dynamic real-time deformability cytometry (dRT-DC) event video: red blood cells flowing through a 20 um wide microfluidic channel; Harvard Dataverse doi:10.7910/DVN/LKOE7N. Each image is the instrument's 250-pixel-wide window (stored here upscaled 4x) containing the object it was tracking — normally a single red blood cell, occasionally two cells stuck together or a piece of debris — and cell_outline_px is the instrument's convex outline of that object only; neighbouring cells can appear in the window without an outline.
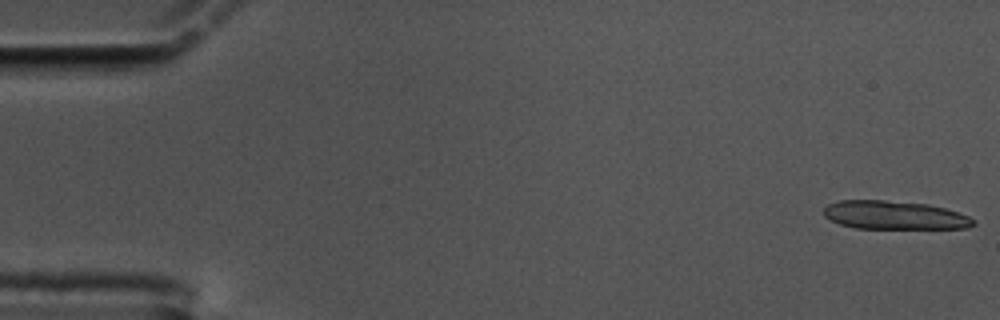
{"species": "common noctule bat (a hibernating species)", "species_latin": "Nyctalus noctula", "temperature_condition": "cold", "stored_images_in_passage": 15, "camera_frame_rate_fps": 3000, "um_per_image_px": 0.085, "animal": {"sex": "male", "body_mass_g": 17.5, "forearm_length_mm": 52.3}, "frame": {"image": 1, "passage_image": 1, "time_ms": 0.0, "image_size_px": [1000, 320], "cell_outline_px": [[976, 224], [968, 228], [856, 228], [840, 224], [824, 216], [824, 208], [828, 204], [840, 200], [884, 200], [928, 204], [944, 208], [968, 216], [976, 220]], "centroid_in_image_um": [76.03, 18.29], "position_along_channel_um": 9.0, "area_um2": 24.68}}
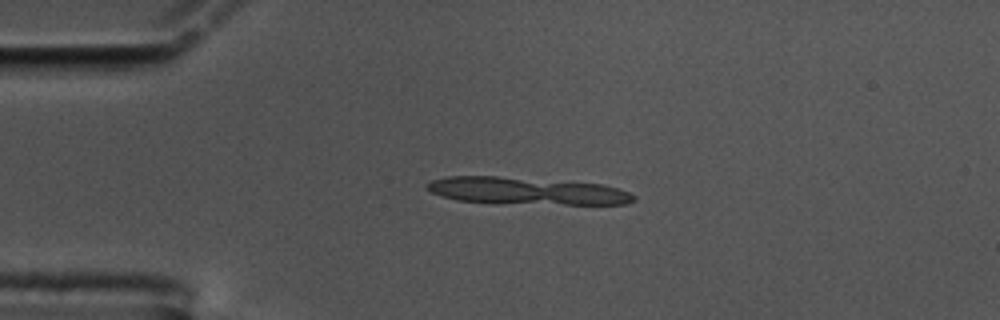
{"frame": {"image": 2, "passage_image": 13, "time_ms": 4.0, "image_size_px": [1000, 320], "cell_outline_px": [[636, 200], [628, 204], [564, 204], [460, 200], [444, 196], [432, 192], [424, 184], [432, 180], [448, 176], [496, 176], [600, 184], [616, 188], [628, 192], [636, 196]], "centroid_in_image_um": [44.82, 16.21], "position_along_channel_um": 40.2, "area_um2": 31.79}}